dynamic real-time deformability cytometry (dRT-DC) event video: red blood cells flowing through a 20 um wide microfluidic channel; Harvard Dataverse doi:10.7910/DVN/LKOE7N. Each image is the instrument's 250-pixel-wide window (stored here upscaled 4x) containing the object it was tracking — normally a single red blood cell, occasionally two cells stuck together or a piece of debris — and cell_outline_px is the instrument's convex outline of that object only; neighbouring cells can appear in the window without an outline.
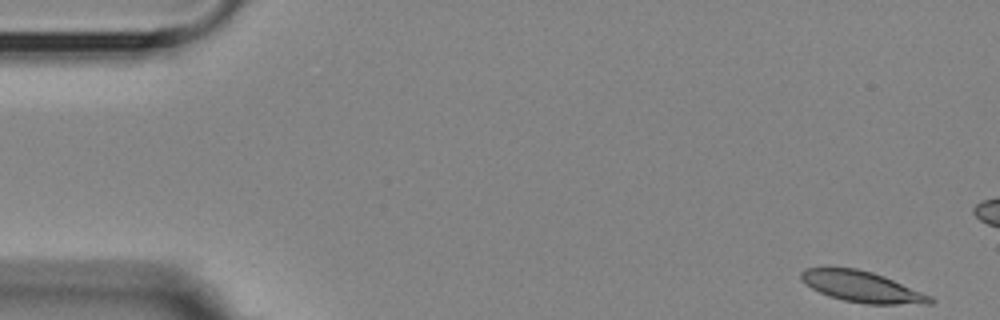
{"species": "Egyptian fruit bat (a non-hibernating species)", "species_latin": "Rousettus aegyptiacus", "temperature_condition": "room temperature", "stored_images_in_passage": 5, "camera_frame_rate_fps": 3000, "um_per_image_px": 0.085, "animal": {"sex": "female"}, "frame": {"image": 1, "passage_image": 1, "time_ms": 0.0, "image_size_px": [1000, 320], "cell_outline_px": [[936, 300], [932, 304], [864, 304], [844, 300], [828, 296], [812, 288], [800, 276], [800, 272], [808, 268], [856, 268], [872, 272], [884, 276], [932, 296]], "centroid_in_image_um": [73.33, 24.39], "position_along_channel_um": 11.7, "area_um2": 23.06}}